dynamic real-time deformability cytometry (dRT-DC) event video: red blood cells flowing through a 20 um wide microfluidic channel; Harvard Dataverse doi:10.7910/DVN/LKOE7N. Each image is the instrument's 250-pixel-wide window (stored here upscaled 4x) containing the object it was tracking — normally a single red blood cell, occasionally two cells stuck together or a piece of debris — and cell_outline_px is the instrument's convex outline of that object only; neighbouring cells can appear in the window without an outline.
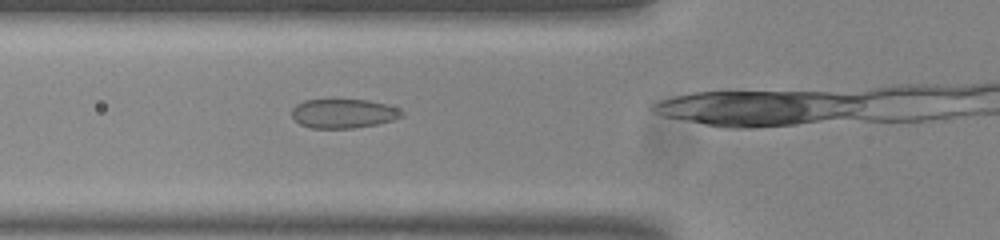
{"species": "common noctule bat (a hibernating species)", "species_latin": "Nyctalus noctula", "temperature_condition": "room temperature", "stored_images_in_passage": 11, "camera_frame_rate_fps": 3000, "um_per_image_px": 0.085, "animal": {"sex": "male", "body_mass_g": 20.0, "forearm_length_mm": 53.3}, "frame": {"image": 1, "passage_image": 8, "time_ms": 2.333, "image_size_px": [1000, 240], "cell_outline_px": [[404, 116], [392, 120], [376, 124], [352, 128], [312, 128], [300, 124], [292, 116], [292, 108], [296, 104], [304, 100], [332, 96], [368, 100], [400, 108], [404, 112]], "centroid_in_image_um": [29.17, 9.59], "position_along_channel_um": 96.6, "area_um2": 19.54}}